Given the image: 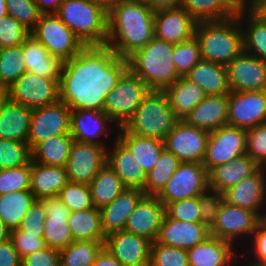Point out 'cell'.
Here are the masks:
<instances>
[{
  "instance_id": "obj_53",
  "label": "cell",
  "mask_w": 266,
  "mask_h": 266,
  "mask_svg": "<svg viewBox=\"0 0 266 266\" xmlns=\"http://www.w3.org/2000/svg\"><path fill=\"white\" fill-rule=\"evenodd\" d=\"M30 30L10 15L0 19V49L22 44Z\"/></svg>"
},
{
  "instance_id": "obj_6",
  "label": "cell",
  "mask_w": 266,
  "mask_h": 266,
  "mask_svg": "<svg viewBox=\"0 0 266 266\" xmlns=\"http://www.w3.org/2000/svg\"><path fill=\"white\" fill-rule=\"evenodd\" d=\"M179 120L165 92L150 90L124 128L134 135L164 141Z\"/></svg>"
},
{
  "instance_id": "obj_30",
  "label": "cell",
  "mask_w": 266,
  "mask_h": 266,
  "mask_svg": "<svg viewBox=\"0 0 266 266\" xmlns=\"http://www.w3.org/2000/svg\"><path fill=\"white\" fill-rule=\"evenodd\" d=\"M261 166L247 154L220 164L209 172V187L224 193L253 175Z\"/></svg>"
},
{
  "instance_id": "obj_12",
  "label": "cell",
  "mask_w": 266,
  "mask_h": 266,
  "mask_svg": "<svg viewBox=\"0 0 266 266\" xmlns=\"http://www.w3.org/2000/svg\"><path fill=\"white\" fill-rule=\"evenodd\" d=\"M208 187L209 172L203 163L181 162L157 197L166 206L173 201L199 196Z\"/></svg>"
},
{
  "instance_id": "obj_25",
  "label": "cell",
  "mask_w": 266,
  "mask_h": 266,
  "mask_svg": "<svg viewBox=\"0 0 266 266\" xmlns=\"http://www.w3.org/2000/svg\"><path fill=\"white\" fill-rule=\"evenodd\" d=\"M187 253L189 266H235L240 250L232 243L211 235Z\"/></svg>"
},
{
  "instance_id": "obj_38",
  "label": "cell",
  "mask_w": 266,
  "mask_h": 266,
  "mask_svg": "<svg viewBox=\"0 0 266 266\" xmlns=\"http://www.w3.org/2000/svg\"><path fill=\"white\" fill-rule=\"evenodd\" d=\"M74 141L70 134L56 135L41 141L31 150L32 161L65 167Z\"/></svg>"
},
{
  "instance_id": "obj_21",
  "label": "cell",
  "mask_w": 266,
  "mask_h": 266,
  "mask_svg": "<svg viewBox=\"0 0 266 266\" xmlns=\"http://www.w3.org/2000/svg\"><path fill=\"white\" fill-rule=\"evenodd\" d=\"M165 216V206L157 196L144 195L129 215L125 231L156 241Z\"/></svg>"
},
{
  "instance_id": "obj_68",
  "label": "cell",
  "mask_w": 266,
  "mask_h": 266,
  "mask_svg": "<svg viewBox=\"0 0 266 266\" xmlns=\"http://www.w3.org/2000/svg\"><path fill=\"white\" fill-rule=\"evenodd\" d=\"M7 15V6L5 0H0V19Z\"/></svg>"
},
{
  "instance_id": "obj_45",
  "label": "cell",
  "mask_w": 266,
  "mask_h": 266,
  "mask_svg": "<svg viewBox=\"0 0 266 266\" xmlns=\"http://www.w3.org/2000/svg\"><path fill=\"white\" fill-rule=\"evenodd\" d=\"M32 160L29 144L0 139V170L28 165Z\"/></svg>"
},
{
  "instance_id": "obj_41",
  "label": "cell",
  "mask_w": 266,
  "mask_h": 266,
  "mask_svg": "<svg viewBox=\"0 0 266 266\" xmlns=\"http://www.w3.org/2000/svg\"><path fill=\"white\" fill-rule=\"evenodd\" d=\"M35 199L30 190L0 195V218L11 230L18 228Z\"/></svg>"
},
{
  "instance_id": "obj_23",
  "label": "cell",
  "mask_w": 266,
  "mask_h": 266,
  "mask_svg": "<svg viewBox=\"0 0 266 266\" xmlns=\"http://www.w3.org/2000/svg\"><path fill=\"white\" fill-rule=\"evenodd\" d=\"M46 211V220L43 228V239L47 247L62 250L74 242L68 217L70 210L58 196L41 199Z\"/></svg>"
},
{
  "instance_id": "obj_16",
  "label": "cell",
  "mask_w": 266,
  "mask_h": 266,
  "mask_svg": "<svg viewBox=\"0 0 266 266\" xmlns=\"http://www.w3.org/2000/svg\"><path fill=\"white\" fill-rule=\"evenodd\" d=\"M71 109L61 101L33 109L27 143L32 150L50 137L70 134Z\"/></svg>"
},
{
  "instance_id": "obj_31",
  "label": "cell",
  "mask_w": 266,
  "mask_h": 266,
  "mask_svg": "<svg viewBox=\"0 0 266 266\" xmlns=\"http://www.w3.org/2000/svg\"><path fill=\"white\" fill-rule=\"evenodd\" d=\"M33 110L9 98L0 112V139L26 142Z\"/></svg>"
},
{
  "instance_id": "obj_62",
  "label": "cell",
  "mask_w": 266,
  "mask_h": 266,
  "mask_svg": "<svg viewBox=\"0 0 266 266\" xmlns=\"http://www.w3.org/2000/svg\"><path fill=\"white\" fill-rule=\"evenodd\" d=\"M42 14L56 13L65 0H35Z\"/></svg>"
},
{
  "instance_id": "obj_40",
  "label": "cell",
  "mask_w": 266,
  "mask_h": 266,
  "mask_svg": "<svg viewBox=\"0 0 266 266\" xmlns=\"http://www.w3.org/2000/svg\"><path fill=\"white\" fill-rule=\"evenodd\" d=\"M94 207L101 208L114 201L127 187L106 163L89 184Z\"/></svg>"
},
{
  "instance_id": "obj_42",
  "label": "cell",
  "mask_w": 266,
  "mask_h": 266,
  "mask_svg": "<svg viewBox=\"0 0 266 266\" xmlns=\"http://www.w3.org/2000/svg\"><path fill=\"white\" fill-rule=\"evenodd\" d=\"M180 160L166 149L163 150L155 167L146 175L142 191L145 195L157 196L180 164Z\"/></svg>"
},
{
  "instance_id": "obj_50",
  "label": "cell",
  "mask_w": 266,
  "mask_h": 266,
  "mask_svg": "<svg viewBox=\"0 0 266 266\" xmlns=\"http://www.w3.org/2000/svg\"><path fill=\"white\" fill-rule=\"evenodd\" d=\"M7 14L15 18L30 31L41 16L35 0H5Z\"/></svg>"
},
{
  "instance_id": "obj_32",
  "label": "cell",
  "mask_w": 266,
  "mask_h": 266,
  "mask_svg": "<svg viewBox=\"0 0 266 266\" xmlns=\"http://www.w3.org/2000/svg\"><path fill=\"white\" fill-rule=\"evenodd\" d=\"M117 138L132 153L146 175L155 167L165 149L164 141L157 138L134 135L129 133L124 127L118 129Z\"/></svg>"
},
{
  "instance_id": "obj_15",
  "label": "cell",
  "mask_w": 266,
  "mask_h": 266,
  "mask_svg": "<svg viewBox=\"0 0 266 266\" xmlns=\"http://www.w3.org/2000/svg\"><path fill=\"white\" fill-rule=\"evenodd\" d=\"M266 122V90L231 91L228 94L227 125L242 129Z\"/></svg>"
},
{
  "instance_id": "obj_10",
  "label": "cell",
  "mask_w": 266,
  "mask_h": 266,
  "mask_svg": "<svg viewBox=\"0 0 266 266\" xmlns=\"http://www.w3.org/2000/svg\"><path fill=\"white\" fill-rule=\"evenodd\" d=\"M118 129L119 127L104 111L89 109L71 110L70 135L77 142L108 148L117 139Z\"/></svg>"
},
{
  "instance_id": "obj_58",
  "label": "cell",
  "mask_w": 266,
  "mask_h": 266,
  "mask_svg": "<svg viewBox=\"0 0 266 266\" xmlns=\"http://www.w3.org/2000/svg\"><path fill=\"white\" fill-rule=\"evenodd\" d=\"M21 266H60V251L45 247L23 257Z\"/></svg>"
},
{
  "instance_id": "obj_48",
  "label": "cell",
  "mask_w": 266,
  "mask_h": 266,
  "mask_svg": "<svg viewBox=\"0 0 266 266\" xmlns=\"http://www.w3.org/2000/svg\"><path fill=\"white\" fill-rule=\"evenodd\" d=\"M31 162L28 165L0 170V195L30 190Z\"/></svg>"
},
{
  "instance_id": "obj_14",
  "label": "cell",
  "mask_w": 266,
  "mask_h": 266,
  "mask_svg": "<svg viewBox=\"0 0 266 266\" xmlns=\"http://www.w3.org/2000/svg\"><path fill=\"white\" fill-rule=\"evenodd\" d=\"M210 132L179 120L164 140L165 149L180 162L203 163Z\"/></svg>"
},
{
  "instance_id": "obj_54",
  "label": "cell",
  "mask_w": 266,
  "mask_h": 266,
  "mask_svg": "<svg viewBox=\"0 0 266 266\" xmlns=\"http://www.w3.org/2000/svg\"><path fill=\"white\" fill-rule=\"evenodd\" d=\"M165 214L184 222H201L199 197L173 201L165 206Z\"/></svg>"
},
{
  "instance_id": "obj_29",
  "label": "cell",
  "mask_w": 266,
  "mask_h": 266,
  "mask_svg": "<svg viewBox=\"0 0 266 266\" xmlns=\"http://www.w3.org/2000/svg\"><path fill=\"white\" fill-rule=\"evenodd\" d=\"M23 48L27 72L60 80L64 65L61 59L52 56L47 48L32 35L25 39Z\"/></svg>"
},
{
  "instance_id": "obj_55",
  "label": "cell",
  "mask_w": 266,
  "mask_h": 266,
  "mask_svg": "<svg viewBox=\"0 0 266 266\" xmlns=\"http://www.w3.org/2000/svg\"><path fill=\"white\" fill-rule=\"evenodd\" d=\"M246 154L266 167V122L246 130Z\"/></svg>"
},
{
  "instance_id": "obj_5",
  "label": "cell",
  "mask_w": 266,
  "mask_h": 266,
  "mask_svg": "<svg viewBox=\"0 0 266 266\" xmlns=\"http://www.w3.org/2000/svg\"><path fill=\"white\" fill-rule=\"evenodd\" d=\"M56 15L85 46H105L108 12L91 0H65Z\"/></svg>"
},
{
  "instance_id": "obj_61",
  "label": "cell",
  "mask_w": 266,
  "mask_h": 266,
  "mask_svg": "<svg viewBox=\"0 0 266 266\" xmlns=\"http://www.w3.org/2000/svg\"><path fill=\"white\" fill-rule=\"evenodd\" d=\"M92 266H122L118 259H116L105 247L97 255L96 260Z\"/></svg>"
},
{
  "instance_id": "obj_47",
  "label": "cell",
  "mask_w": 266,
  "mask_h": 266,
  "mask_svg": "<svg viewBox=\"0 0 266 266\" xmlns=\"http://www.w3.org/2000/svg\"><path fill=\"white\" fill-rule=\"evenodd\" d=\"M70 212L93 208L89 185L69 181L57 195Z\"/></svg>"
},
{
  "instance_id": "obj_36",
  "label": "cell",
  "mask_w": 266,
  "mask_h": 266,
  "mask_svg": "<svg viewBox=\"0 0 266 266\" xmlns=\"http://www.w3.org/2000/svg\"><path fill=\"white\" fill-rule=\"evenodd\" d=\"M237 17L243 31L244 52L266 62V24L245 5Z\"/></svg>"
},
{
  "instance_id": "obj_8",
  "label": "cell",
  "mask_w": 266,
  "mask_h": 266,
  "mask_svg": "<svg viewBox=\"0 0 266 266\" xmlns=\"http://www.w3.org/2000/svg\"><path fill=\"white\" fill-rule=\"evenodd\" d=\"M30 35L42 43L52 56L63 62L76 56L85 47L56 13L41 14Z\"/></svg>"
},
{
  "instance_id": "obj_43",
  "label": "cell",
  "mask_w": 266,
  "mask_h": 266,
  "mask_svg": "<svg viewBox=\"0 0 266 266\" xmlns=\"http://www.w3.org/2000/svg\"><path fill=\"white\" fill-rule=\"evenodd\" d=\"M103 248L102 241H74L60 250V266H92Z\"/></svg>"
},
{
  "instance_id": "obj_22",
  "label": "cell",
  "mask_w": 266,
  "mask_h": 266,
  "mask_svg": "<svg viewBox=\"0 0 266 266\" xmlns=\"http://www.w3.org/2000/svg\"><path fill=\"white\" fill-rule=\"evenodd\" d=\"M231 91L266 90V62L243 52L227 66Z\"/></svg>"
},
{
  "instance_id": "obj_57",
  "label": "cell",
  "mask_w": 266,
  "mask_h": 266,
  "mask_svg": "<svg viewBox=\"0 0 266 266\" xmlns=\"http://www.w3.org/2000/svg\"><path fill=\"white\" fill-rule=\"evenodd\" d=\"M10 240L21 258L47 247L43 235H28L26 232H10Z\"/></svg>"
},
{
  "instance_id": "obj_11",
  "label": "cell",
  "mask_w": 266,
  "mask_h": 266,
  "mask_svg": "<svg viewBox=\"0 0 266 266\" xmlns=\"http://www.w3.org/2000/svg\"><path fill=\"white\" fill-rule=\"evenodd\" d=\"M59 81L26 71L8 88V97L32 110L55 104L59 101Z\"/></svg>"
},
{
  "instance_id": "obj_56",
  "label": "cell",
  "mask_w": 266,
  "mask_h": 266,
  "mask_svg": "<svg viewBox=\"0 0 266 266\" xmlns=\"http://www.w3.org/2000/svg\"><path fill=\"white\" fill-rule=\"evenodd\" d=\"M46 211L41 199H35L18 228L11 232H26L28 235H43Z\"/></svg>"
},
{
  "instance_id": "obj_2",
  "label": "cell",
  "mask_w": 266,
  "mask_h": 266,
  "mask_svg": "<svg viewBox=\"0 0 266 266\" xmlns=\"http://www.w3.org/2000/svg\"><path fill=\"white\" fill-rule=\"evenodd\" d=\"M155 11L142 0H125L108 12L106 46L122 58H128L154 37Z\"/></svg>"
},
{
  "instance_id": "obj_24",
  "label": "cell",
  "mask_w": 266,
  "mask_h": 266,
  "mask_svg": "<svg viewBox=\"0 0 266 266\" xmlns=\"http://www.w3.org/2000/svg\"><path fill=\"white\" fill-rule=\"evenodd\" d=\"M210 236V229L201 222L179 221L165 214L156 242L189 250Z\"/></svg>"
},
{
  "instance_id": "obj_1",
  "label": "cell",
  "mask_w": 266,
  "mask_h": 266,
  "mask_svg": "<svg viewBox=\"0 0 266 266\" xmlns=\"http://www.w3.org/2000/svg\"><path fill=\"white\" fill-rule=\"evenodd\" d=\"M128 70V61L109 47L85 46L64 62L59 101L71 110L103 111L107 94Z\"/></svg>"
},
{
  "instance_id": "obj_65",
  "label": "cell",
  "mask_w": 266,
  "mask_h": 266,
  "mask_svg": "<svg viewBox=\"0 0 266 266\" xmlns=\"http://www.w3.org/2000/svg\"><path fill=\"white\" fill-rule=\"evenodd\" d=\"M11 229L8 228L0 218V244L10 240Z\"/></svg>"
},
{
  "instance_id": "obj_3",
  "label": "cell",
  "mask_w": 266,
  "mask_h": 266,
  "mask_svg": "<svg viewBox=\"0 0 266 266\" xmlns=\"http://www.w3.org/2000/svg\"><path fill=\"white\" fill-rule=\"evenodd\" d=\"M202 60L227 66L244 52L243 31L237 16L196 25Z\"/></svg>"
},
{
  "instance_id": "obj_34",
  "label": "cell",
  "mask_w": 266,
  "mask_h": 266,
  "mask_svg": "<svg viewBox=\"0 0 266 266\" xmlns=\"http://www.w3.org/2000/svg\"><path fill=\"white\" fill-rule=\"evenodd\" d=\"M245 0H182L181 7L197 22L222 21L237 16Z\"/></svg>"
},
{
  "instance_id": "obj_20",
  "label": "cell",
  "mask_w": 266,
  "mask_h": 266,
  "mask_svg": "<svg viewBox=\"0 0 266 266\" xmlns=\"http://www.w3.org/2000/svg\"><path fill=\"white\" fill-rule=\"evenodd\" d=\"M152 242L125 230L106 236L104 247L122 266H149Z\"/></svg>"
},
{
  "instance_id": "obj_4",
  "label": "cell",
  "mask_w": 266,
  "mask_h": 266,
  "mask_svg": "<svg viewBox=\"0 0 266 266\" xmlns=\"http://www.w3.org/2000/svg\"><path fill=\"white\" fill-rule=\"evenodd\" d=\"M173 44L155 37L127 58L128 69L150 90L164 91L180 77L173 61Z\"/></svg>"
},
{
  "instance_id": "obj_49",
  "label": "cell",
  "mask_w": 266,
  "mask_h": 266,
  "mask_svg": "<svg viewBox=\"0 0 266 266\" xmlns=\"http://www.w3.org/2000/svg\"><path fill=\"white\" fill-rule=\"evenodd\" d=\"M150 266H189L187 250L155 241L151 245Z\"/></svg>"
},
{
  "instance_id": "obj_26",
  "label": "cell",
  "mask_w": 266,
  "mask_h": 266,
  "mask_svg": "<svg viewBox=\"0 0 266 266\" xmlns=\"http://www.w3.org/2000/svg\"><path fill=\"white\" fill-rule=\"evenodd\" d=\"M189 125L212 132L228 121V94L206 95L183 119Z\"/></svg>"
},
{
  "instance_id": "obj_52",
  "label": "cell",
  "mask_w": 266,
  "mask_h": 266,
  "mask_svg": "<svg viewBox=\"0 0 266 266\" xmlns=\"http://www.w3.org/2000/svg\"><path fill=\"white\" fill-rule=\"evenodd\" d=\"M198 197L201 223L208 229H211L216 221L220 207L224 202V193L208 187Z\"/></svg>"
},
{
  "instance_id": "obj_44",
  "label": "cell",
  "mask_w": 266,
  "mask_h": 266,
  "mask_svg": "<svg viewBox=\"0 0 266 266\" xmlns=\"http://www.w3.org/2000/svg\"><path fill=\"white\" fill-rule=\"evenodd\" d=\"M26 71L23 43L0 49V87L8 89Z\"/></svg>"
},
{
  "instance_id": "obj_67",
  "label": "cell",
  "mask_w": 266,
  "mask_h": 266,
  "mask_svg": "<svg viewBox=\"0 0 266 266\" xmlns=\"http://www.w3.org/2000/svg\"><path fill=\"white\" fill-rule=\"evenodd\" d=\"M8 98V89L0 87V112Z\"/></svg>"
},
{
  "instance_id": "obj_13",
  "label": "cell",
  "mask_w": 266,
  "mask_h": 266,
  "mask_svg": "<svg viewBox=\"0 0 266 266\" xmlns=\"http://www.w3.org/2000/svg\"><path fill=\"white\" fill-rule=\"evenodd\" d=\"M246 154V129L221 126L210 132L203 166L210 172L220 164Z\"/></svg>"
},
{
  "instance_id": "obj_37",
  "label": "cell",
  "mask_w": 266,
  "mask_h": 266,
  "mask_svg": "<svg viewBox=\"0 0 266 266\" xmlns=\"http://www.w3.org/2000/svg\"><path fill=\"white\" fill-rule=\"evenodd\" d=\"M164 92L169 99L171 108L180 120H183L206 96L199 85L190 82L185 77H180Z\"/></svg>"
},
{
  "instance_id": "obj_66",
  "label": "cell",
  "mask_w": 266,
  "mask_h": 266,
  "mask_svg": "<svg viewBox=\"0 0 266 266\" xmlns=\"http://www.w3.org/2000/svg\"><path fill=\"white\" fill-rule=\"evenodd\" d=\"M241 260V261H240ZM235 266H266V264H258L247 261L241 254H239Z\"/></svg>"
},
{
  "instance_id": "obj_39",
  "label": "cell",
  "mask_w": 266,
  "mask_h": 266,
  "mask_svg": "<svg viewBox=\"0 0 266 266\" xmlns=\"http://www.w3.org/2000/svg\"><path fill=\"white\" fill-rule=\"evenodd\" d=\"M67 222L74 241L93 240L105 243L106 235L102 229L99 208L93 207L83 211L70 212Z\"/></svg>"
},
{
  "instance_id": "obj_27",
  "label": "cell",
  "mask_w": 266,
  "mask_h": 266,
  "mask_svg": "<svg viewBox=\"0 0 266 266\" xmlns=\"http://www.w3.org/2000/svg\"><path fill=\"white\" fill-rule=\"evenodd\" d=\"M107 164L115 171L127 188H144L146 173L118 138L107 148Z\"/></svg>"
},
{
  "instance_id": "obj_51",
  "label": "cell",
  "mask_w": 266,
  "mask_h": 266,
  "mask_svg": "<svg viewBox=\"0 0 266 266\" xmlns=\"http://www.w3.org/2000/svg\"><path fill=\"white\" fill-rule=\"evenodd\" d=\"M240 254L249 262L266 264V220L263 219L252 233Z\"/></svg>"
},
{
  "instance_id": "obj_7",
  "label": "cell",
  "mask_w": 266,
  "mask_h": 266,
  "mask_svg": "<svg viewBox=\"0 0 266 266\" xmlns=\"http://www.w3.org/2000/svg\"><path fill=\"white\" fill-rule=\"evenodd\" d=\"M149 91L146 83L128 69L107 94L103 111L119 128L124 127Z\"/></svg>"
},
{
  "instance_id": "obj_33",
  "label": "cell",
  "mask_w": 266,
  "mask_h": 266,
  "mask_svg": "<svg viewBox=\"0 0 266 266\" xmlns=\"http://www.w3.org/2000/svg\"><path fill=\"white\" fill-rule=\"evenodd\" d=\"M185 78L199 85L206 95H224L231 92L225 65L201 60Z\"/></svg>"
},
{
  "instance_id": "obj_9",
  "label": "cell",
  "mask_w": 266,
  "mask_h": 266,
  "mask_svg": "<svg viewBox=\"0 0 266 266\" xmlns=\"http://www.w3.org/2000/svg\"><path fill=\"white\" fill-rule=\"evenodd\" d=\"M262 220L256 212L224 201L210 229V234L232 243L238 250H241Z\"/></svg>"
},
{
  "instance_id": "obj_18",
  "label": "cell",
  "mask_w": 266,
  "mask_h": 266,
  "mask_svg": "<svg viewBox=\"0 0 266 266\" xmlns=\"http://www.w3.org/2000/svg\"><path fill=\"white\" fill-rule=\"evenodd\" d=\"M197 21L181 6L156 10L155 38L176 45L195 36Z\"/></svg>"
},
{
  "instance_id": "obj_46",
  "label": "cell",
  "mask_w": 266,
  "mask_h": 266,
  "mask_svg": "<svg viewBox=\"0 0 266 266\" xmlns=\"http://www.w3.org/2000/svg\"><path fill=\"white\" fill-rule=\"evenodd\" d=\"M173 61L179 77H185L202 60L197 38L173 45Z\"/></svg>"
},
{
  "instance_id": "obj_59",
  "label": "cell",
  "mask_w": 266,
  "mask_h": 266,
  "mask_svg": "<svg viewBox=\"0 0 266 266\" xmlns=\"http://www.w3.org/2000/svg\"><path fill=\"white\" fill-rule=\"evenodd\" d=\"M22 258L11 240L0 244V266H21Z\"/></svg>"
},
{
  "instance_id": "obj_28",
  "label": "cell",
  "mask_w": 266,
  "mask_h": 266,
  "mask_svg": "<svg viewBox=\"0 0 266 266\" xmlns=\"http://www.w3.org/2000/svg\"><path fill=\"white\" fill-rule=\"evenodd\" d=\"M144 195L142 189L126 188L114 201L100 208L106 236L125 229L129 215Z\"/></svg>"
},
{
  "instance_id": "obj_17",
  "label": "cell",
  "mask_w": 266,
  "mask_h": 266,
  "mask_svg": "<svg viewBox=\"0 0 266 266\" xmlns=\"http://www.w3.org/2000/svg\"><path fill=\"white\" fill-rule=\"evenodd\" d=\"M106 163L105 146L74 141L65 168L69 181L89 185Z\"/></svg>"
},
{
  "instance_id": "obj_35",
  "label": "cell",
  "mask_w": 266,
  "mask_h": 266,
  "mask_svg": "<svg viewBox=\"0 0 266 266\" xmlns=\"http://www.w3.org/2000/svg\"><path fill=\"white\" fill-rule=\"evenodd\" d=\"M68 182L65 167L43 165L31 160L30 191L36 199L57 196Z\"/></svg>"
},
{
  "instance_id": "obj_19",
  "label": "cell",
  "mask_w": 266,
  "mask_h": 266,
  "mask_svg": "<svg viewBox=\"0 0 266 266\" xmlns=\"http://www.w3.org/2000/svg\"><path fill=\"white\" fill-rule=\"evenodd\" d=\"M224 201L266 216V169L260 167L253 175L224 192Z\"/></svg>"
},
{
  "instance_id": "obj_60",
  "label": "cell",
  "mask_w": 266,
  "mask_h": 266,
  "mask_svg": "<svg viewBox=\"0 0 266 266\" xmlns=\"http://www.w3.org/2000/svg\"><path fill=\"white\" fill-rule=\"evenodd\" d=\"M244 5L266 24V0H245Z\"/></svg>"
},
{
  "instance_id": "obj_63",
  "label": "cell",
  "mask_w": 266,
  "mask_h": 266,
  "mask_svg": "<svg viewBox=\"0 0 266 266\" xmlns=\"http://www.w3.org/2000/svg\"><path fill=\"white\" fill-rule=\"evenodd\" d=\"M152 10H160L166 8L178 7L182 0H142Z\"/></svg>"
},
{
  "instance_id": "obj_64",
  "label": "cell",
  "mask_w": 266,
  "mask_h": 266,
  "mask_svg": "<svg viewBox=\"0 0 266 266\" xmlns=\"http://www.w3.org/2000/svg\"><path fill=\"white\" fill-rule=\"evenodd\" d=\"M93 3L101 6L107 12H109L116 4H119L125 0H91Z\"/></svg>"
}]
</instances>
